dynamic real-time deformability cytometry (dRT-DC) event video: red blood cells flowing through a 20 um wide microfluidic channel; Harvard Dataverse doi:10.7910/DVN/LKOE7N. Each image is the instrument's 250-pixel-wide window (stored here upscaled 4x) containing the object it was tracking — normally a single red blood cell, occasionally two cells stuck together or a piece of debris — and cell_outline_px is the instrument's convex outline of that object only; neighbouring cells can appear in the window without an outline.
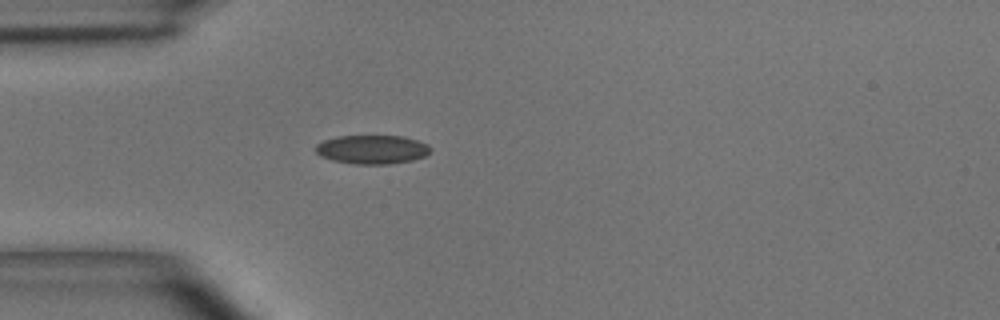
{"species": "common noctule bat (a hibernating species)", "species_latin": "Nyctalus noctula", "temperature_condition": "room temperature", "stored_images_in_passage": 32, "camera_frame_rate_fps": 3000, "um_per_image_px": 0.085, "animal": {"sex": "male", "body_mass_g": 15.6}, "frame": {"image": 1, "passage_image": 1, "time_ms": 0.0, "image_size_px": [1000, 320], "cell_outline_px": [[432, 148], [424, 156], [412, 160], [388, 164], [356, 164], [332, 160], [320, 156], [316, 152], [316, 144], [324, 140], [340, 136], [404, 136], [428, 144]], "centroid_in_image_um": [31.63, 12.7], "position_along_channel_um": 53.4, "area_um2": 19.19}}
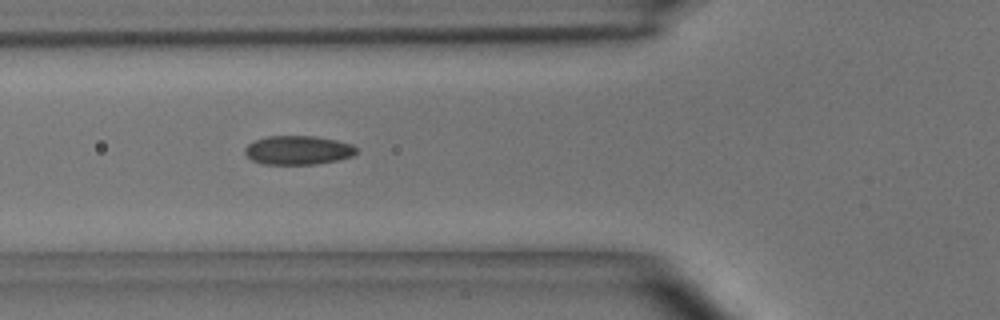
{"frame": {"image": 2, "passage_image": 5, "time_ms": 1.333, "image_size_px": [1000, 320], "cell_outline_px": [[356, 152], [352, 156], [336, 160], [316, 164], [264, 164], [252, 160], [244, 152], [244, 148], [248, 144], [256, 140], [268, 136], [316, 136], [336, 140], [352, 144], [356, 148]], "centroid_in_image_um": [25.32, 12.76], "position_along_channel_um": 100.5, "area_um2": 18.67}, "authors_computed_cell_mechanics": {"area_um2": 18.9584, "velocity_mm_per_s": 3.9786, "shape_relaxation_time_tau1_ms": 8.2414, "shape_relaxation_time_tau2_ms": 1.8913, "deformation_change_tau1": 0.1515, "deformation_change_tau2": 0.0834}}